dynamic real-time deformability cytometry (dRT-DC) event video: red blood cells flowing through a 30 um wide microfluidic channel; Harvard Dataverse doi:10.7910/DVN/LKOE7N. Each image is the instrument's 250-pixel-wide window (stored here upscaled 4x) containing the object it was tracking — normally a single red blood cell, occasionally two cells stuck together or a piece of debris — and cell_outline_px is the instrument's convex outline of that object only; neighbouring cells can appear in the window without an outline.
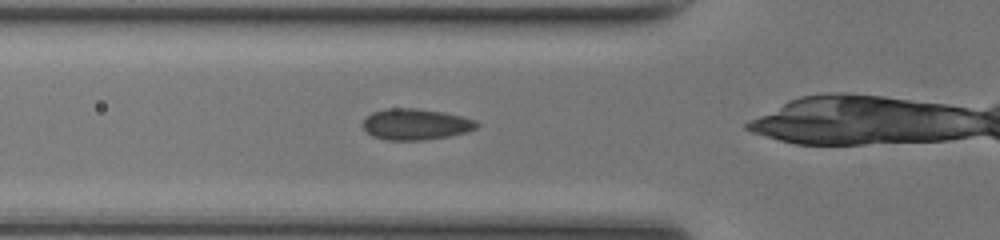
{"species": "common noctule bat (a hibernating species)", "species_latin": "Nyctalus noctula", "temperature_condition": "room temperature", "stored_images_in_passage": 30, "camera_frame_rate_fps": 3000, "um_per_image_px": 0.085, "animal": {"sex": "female", "body_mass_g": 17.0, "forearm_length_mm": 48.0}, "frame": {"image": 1, "passage_image": 8, "time_ms": 2.333, "image_size_px": [1000, 240], "cell_outline_px": [[480, 124], [476, 128], [468, 132], [448, 136], [424, 140], [388, 140], [372, 136], [360, 124], [372, 112], [384, 108], [416, 108], [444, 112], [476, 120]], "centroid_in_image_um": [35.33, 10.56], "position_along_channel_um": 90.5, "area_um2": 20.75}}
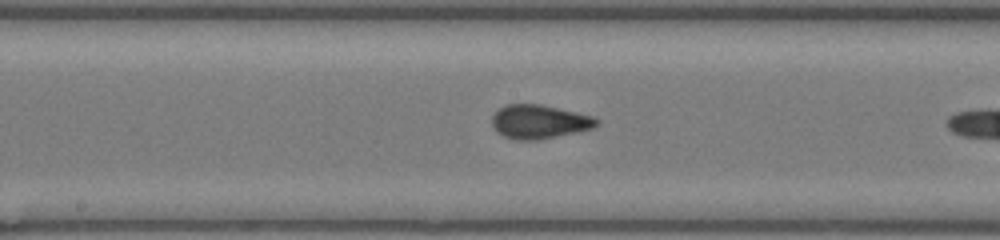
{"frame": {"image": 2, "passage_image": 16, "time_ms": 5.0, "image_size_px": [1000, 240], "cell_outline_px": [[600, 124], [592, 128], [576, 132], [536, 140], [516, 140], [504, 136], [496, 132], [492, 124], [492, 116], [500, 108], [508, 104], [540, 104], [576, 112], [592, 116], [600, 120]], "centroid_in_image_um": [45.83, 10.35], "position_along_channel_um": 202.4, "area_um2": 20.52}}
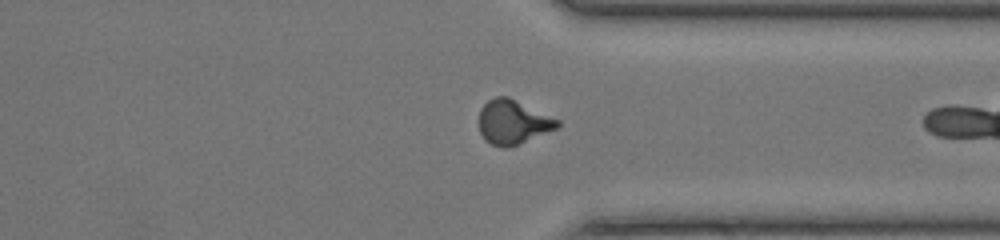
{"frame": {"image": 3, "passage_image": 28, "time_ms": 9.0, "image_size_px": [1000, 240], "cell_outline_px": [[560, 124], [556, 128], [508, 148], [504, 148], [492, 144], [484, 140], [480, 132], [480, 108], [488, 100], [496, 96], [508, 96], [560, 120]], "centroid_in_image_um": [43.58, 10.36], "position_along_channel_um": 367.8, "area_um2": 20.0}}